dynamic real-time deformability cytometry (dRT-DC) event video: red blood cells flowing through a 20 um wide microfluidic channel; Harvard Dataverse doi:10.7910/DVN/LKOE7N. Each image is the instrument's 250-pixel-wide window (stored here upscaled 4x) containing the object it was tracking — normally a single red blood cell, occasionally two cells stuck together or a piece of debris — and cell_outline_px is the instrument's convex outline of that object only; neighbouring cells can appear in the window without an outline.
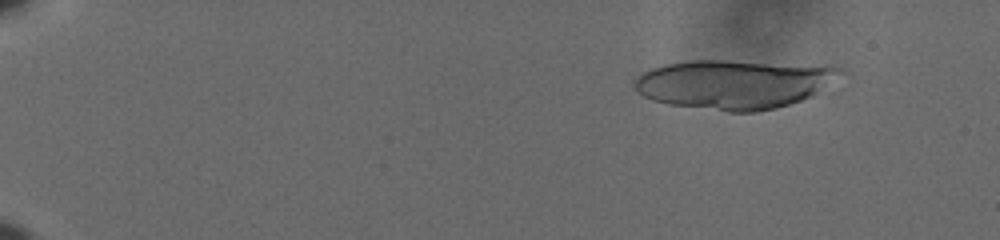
{"species": "human", "species_latin": "Homo sapiens", "temperature_condition": "cold", "stored_images_in_passage": 24, "camera_frame_rate_fps": 3000, "um_per_image_px": 0.085, "donor": {"sex": "male"}, "frame": {"image": 1, "passage_image": 8, "time_ms": 2.333, "image_size_px": [1000, 240], "cell_outline_px": [[848, 72], [812, 96], [776, 108], [756, 112], [728, 112], [668, 104], [652, 100], [644, 96], [636, 88], [636, 76], [652, 68], [664, 64], [692, 60], [724, 60], [832, 64], [844, 68]], "centroid_in_image_um": [62.53, 7.12], "position_along_channel_um": 22.5, "area_um2": 59.94}}